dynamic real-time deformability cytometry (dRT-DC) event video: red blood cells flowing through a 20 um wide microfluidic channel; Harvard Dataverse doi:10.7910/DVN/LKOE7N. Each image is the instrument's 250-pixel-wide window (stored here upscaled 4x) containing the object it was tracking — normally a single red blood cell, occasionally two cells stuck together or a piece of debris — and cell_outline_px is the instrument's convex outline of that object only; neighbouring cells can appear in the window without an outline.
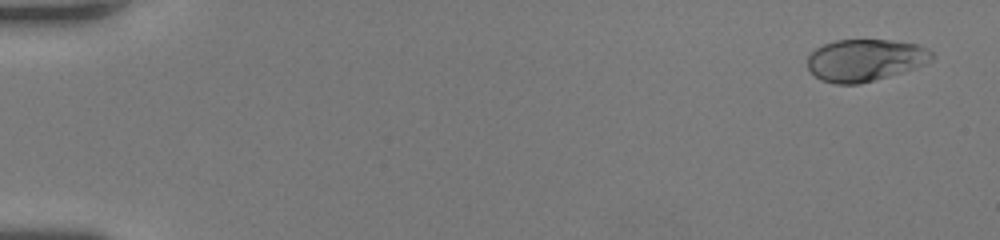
{"species": "human", "species_latin": "Homo sapiens", "temperature_condition": "room temperature", "stored_images_in_passage": 63, "camera_frame_rate_fps": 3000, "um_per_image_px": 0.085, "donor": {"sex": "female"}, "frame": {"image": 1, "passage_image": 3, "time_ms": 0.667, "image_size_px": [1000, 240], "cell_outline_px": [[936, 56], [932, 60], [916, 68], [860, 84], [836, 84], [820, 80], [808, 68], [808, 56], [816, 48], [824, 44], [836, 40], [888, 40], [920, 44], [928, 48]], "centroid_in_image_um": [73.57, 5.11], "position_along_channel_um": 11.4, "area_um2": 30.58}}
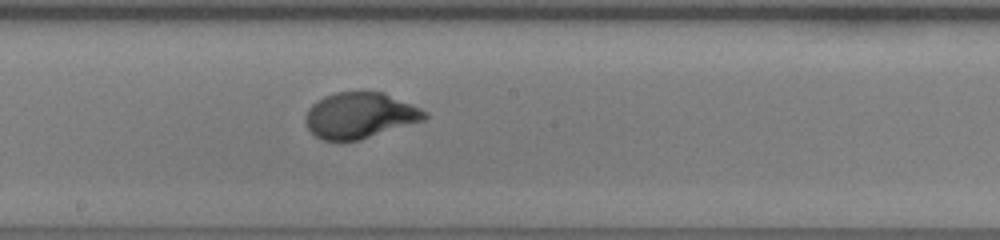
{"frame": {"image": 2, "passage_image": 36, "time_ms": 11.667, "image_size_px": [1000, 240], "cell_outline_px": [[428, 116], [424, 120], [360, 140], [320, 140], [308, 128], [304, 120], [304, 116], [308, 108], [316, 100], [324, 96], [336, 92], [384, 92], [420, 108], [428, 112]], "centroid_in_image_um": [30.56, 9.81], "position_along_channel_um": 217.6, "area_um2": 31.85}}
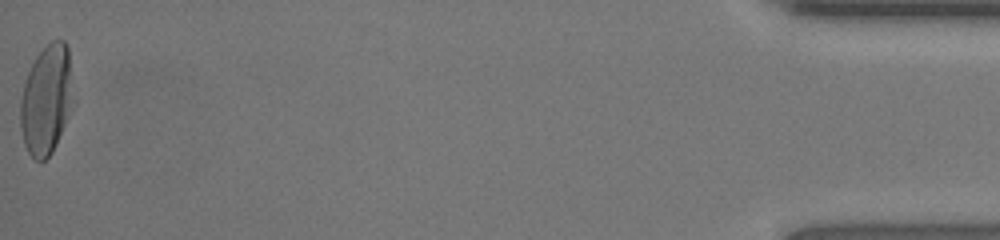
{"frame": {"image": 3, "passage_image": 63, "time_ms": 20.667, "image_size_px": [1000, 240], "cell_outline_px": [[76, 104], [52, 152], [44, 160], [36, 160], [28, 152], [24, 144], [20, 128], [20, 100], [24, 84], [28, 72], [36, 56], [52, 40], [64, 40], [68, 48], [76, 100]], "centroid_in_image_um": [3.99, 8.48], "position_along_channel_um": 431.2, "area_um2": 34.51}}